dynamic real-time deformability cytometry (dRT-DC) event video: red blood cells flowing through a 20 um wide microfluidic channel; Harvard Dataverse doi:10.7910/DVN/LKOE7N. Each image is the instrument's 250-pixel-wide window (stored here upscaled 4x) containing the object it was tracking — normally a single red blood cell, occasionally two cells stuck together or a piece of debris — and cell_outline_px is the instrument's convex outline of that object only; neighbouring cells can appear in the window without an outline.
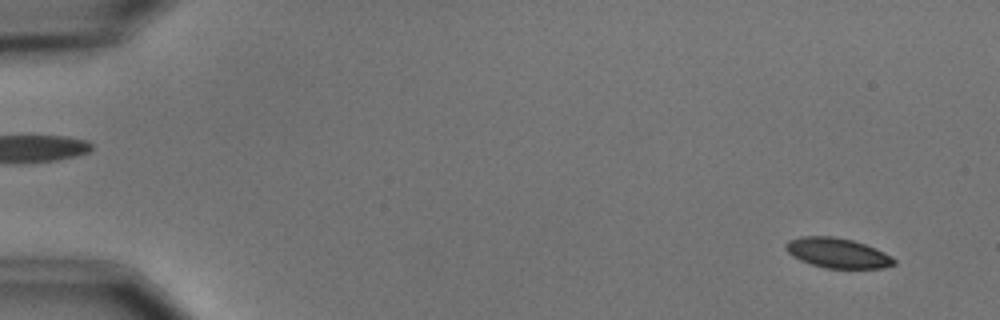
{"species": "common noctule bat (a hibernating species)", "species_latin": "Nyctalus noctula", "temperature_condition": "cold", "stored_images_in_passage": 7, "camera_frame_rate_fps": 3000, "um_per_image_px": 0.085, "animal": {"sex": "male", "body_mass_g": 15.6}, "frame": {"image": 1, "passage_image": 1, "time_ms": 0.0, "image_size_px": [1000, 320], "cell_outline_px": [[896, 264], [884, 268], [824, 268], [800, 260], [792, 256], [784, 248], [784, 244], [788, 240], [800, 236], [832, 236], [852, 240], [876, 248], [892, 256], [896, 260]], "centroid_in_image_um": [71.18, 21.5], "position_along_channel_um": 13.8, "area_um2": 19.02}}
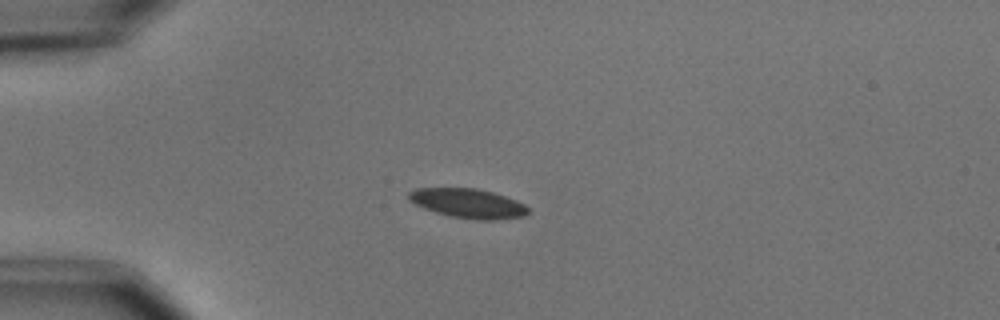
{"frame": {"image": 2, "passage_image": 4, "time_ms": 3.667, "image_size_px": [1000, 320], "cell_outline_px": [[528, 212], [524, 216], [492, 220], [476, 220], [452, 216], [436, 212], [424, 208], [408, 200], [408, 192], [416, 188], [476, 188], [492, 192], [516, 200], [524, 204], [528, 208]], "centroid_in_image_um": [39.77, 17.28], "position_along_channel_um": 45.2, "area_um2": 20.29}}
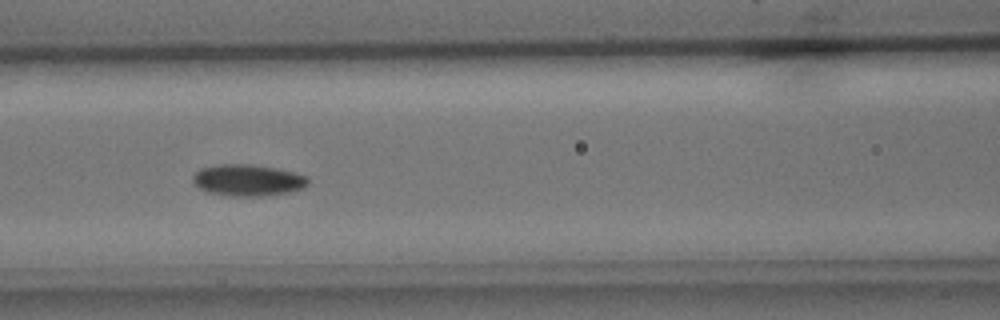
{"frame": {"image": 3, "passage_image": 7, "time_ms": 7.0, "image_size_px": [1000, 320], "cell_outline_px": [[308, 184], [304, 188], [288, 192], [264, 196], [232, 196], [208, 192], [200, 188], [192, 180], [192, 176], [200, 168], [216, 164], [248, 164], [276, 168], [308, 176]], "centroid_in_image_um": [21.06, 15.31], "position_along_channel_um": 145.5, "area_um2": 21.15}}